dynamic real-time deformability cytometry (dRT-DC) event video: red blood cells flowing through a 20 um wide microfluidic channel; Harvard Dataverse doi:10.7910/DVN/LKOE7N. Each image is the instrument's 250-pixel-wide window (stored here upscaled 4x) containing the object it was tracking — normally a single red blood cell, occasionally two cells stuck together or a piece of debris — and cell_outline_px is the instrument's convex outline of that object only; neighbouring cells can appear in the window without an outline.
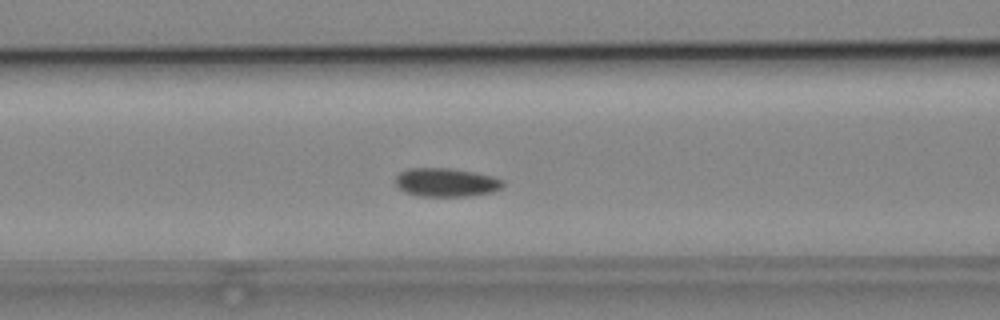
{"species": "common noctule bat (a hibernating species)", "species_latin": "Nyctalus noctula", "temperature_condition": "cold", "stored_images_in_passage": 42, "segment_of_instrument_passage": [1, 2], "camera_frame_rate_fps": 3000, "um_per_image_px": 0.085, "animal": {"sex": "male", "body_mass_g": 19.2, "forearm_length_mm": 51.8}, "frame": {"image": 1, "passage_image": 10, "time_ms": 3.0, "image_size_px": [1000, 320], "cell_outline_px": [[504, 184], [500, 188], [492, 192], [468, 196], [420, 196], [404, 192], [396, 184], [396, 176], [400, 172], [408, 168], [448, 168], [472, 172], [492, 176], [504, 180]], "centroid_in_image_um": [37.91, 15.5], "position_along_channel_um": 128.7, "area_um2": 17.8}}
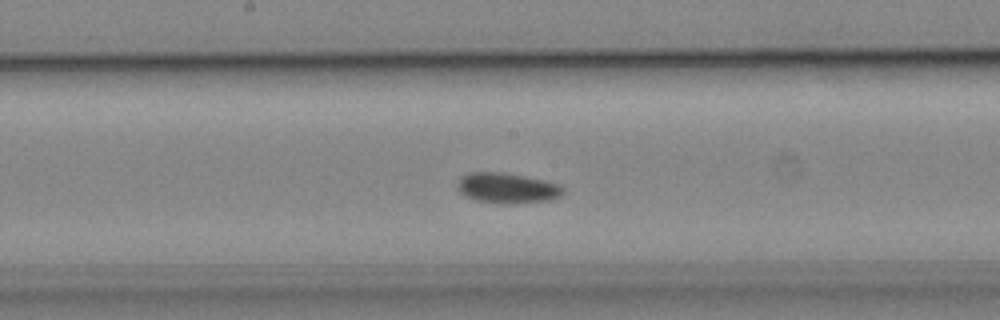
{"frame": {"image": 2, "passage_image": 16, "time_ms": 5.0, "image_size_px": [1000, 320], "cell_outline_px": [[564, 192], [560, 196], [548, 200], [476, 200], [460, 192], [456, 184], [460, 176], [468, 172], [504, 172], [544, 180], [560, 184], [564, 188]], "centroid_in_image_um": [43.09, 15.9], "position_along_channel_um": 205.1, "area_um2": 17.63}}
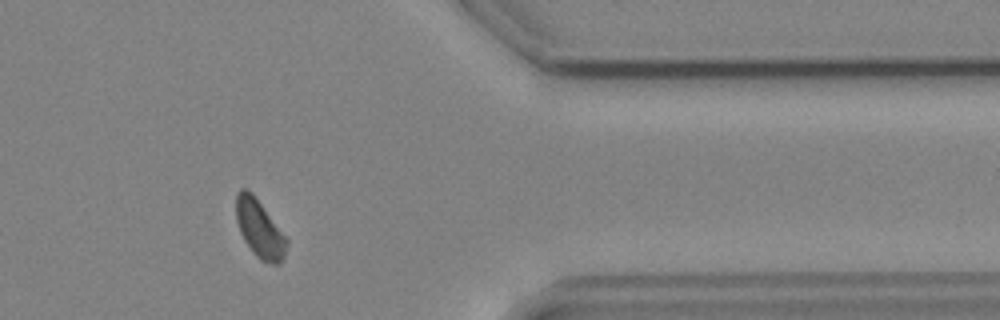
{"frame": {"image": 3, "passage_image": 32, "time_ms": 10.333, "image_size_px": [1000, 320], "cell_outline_px": [[288, 244], [284, 256], [280, 264], [272, 264], [260, 260], [252, 252], [244, 240], [240, 232], [236, 220], [236, 192], [240, 188], [244, 188], [252, 192], [288, 240]], "centroid_in_image_um": [22.05, 19.45], "position_along_channel_um": 389.4, "area_um2": 16.99}}